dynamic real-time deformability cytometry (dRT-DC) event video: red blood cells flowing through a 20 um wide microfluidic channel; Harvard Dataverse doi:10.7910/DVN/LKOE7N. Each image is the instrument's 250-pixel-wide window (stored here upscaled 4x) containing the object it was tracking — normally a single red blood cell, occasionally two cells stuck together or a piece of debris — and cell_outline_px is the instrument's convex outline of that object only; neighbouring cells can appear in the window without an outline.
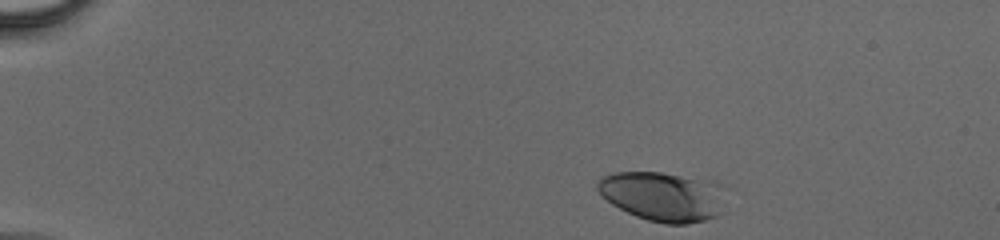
{"species": "human", "species_latin": "Homo sapiens", "temperature_condition": "cold", "stored_images_in_passage": 40, "camera_frame_rate_fps": 3000, "um_per_image_px": 0.085, "donor": {"sex": "male"}, "frame": {"image": 1, "passage_image": 1, "time_ms": 0.0, "image_size_px": [1000, 240], "cell_outline_px": [[728, 188], [720, 212], [716, 216], [704, 220], [684, 224], [664, 224], [648, 220], [636, 216], [612, 204], [596, 188], [596, 180], [604, 176], [616, 172], [660, 172], [712, 180], [724, 184]], "centroid_in_image_um": [56.42, 16.67], "position_along_channel_um": 28.6, "area_um2": 37.4}}
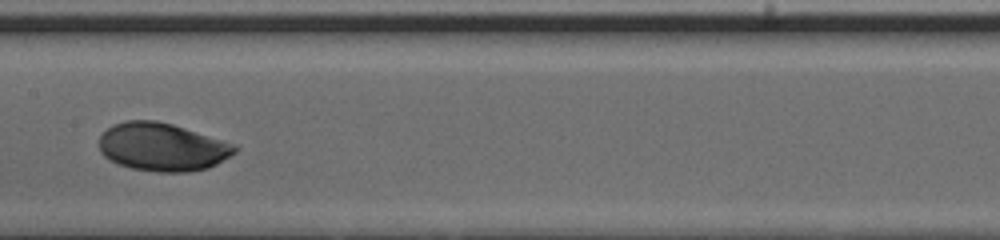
{"frame": {"image": 2, "passage_image": 19, "time_ms": 6.0, "image_size_px": [1000, 240], "cell_outline_px": [[240, 148], [236, 152], [216, 164], [208, 168], [188, 172], [160, 172], [132, 168], [120, 164], [104, 156], [100, 152], [100, 136], [112, 124], [124, 120], [156, 120], [172, 124], [236, 144]], "centroid_in_image_um": [13.81, 12.48], "position_along_channel_um": 193.6, "area_um2": 37.97}}
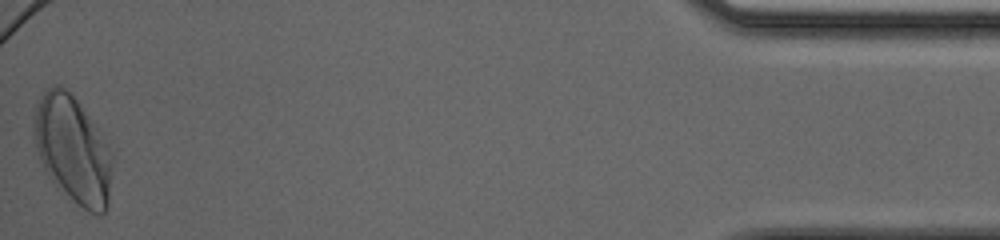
{"frame": {"image": 3, "passage_image": 40, "time_ms": 13.0, "image_size_px": [1000, 240], "cell_outline_px": [[112, 164], [108, 204], [104, 212], [100, 216], [96, 216], [88, 212], [56, 188], [48, 176], [40, 160], [32, 136], [32, 120], [36, 100], [48, 88], [56, 84], [60, 84], [76, 100], [92, 124], [112, 156]], "centroid_in_image_um": [6.11, 12.76], "position_along_channel_um": 429.1, "area_um2": 48.61}}